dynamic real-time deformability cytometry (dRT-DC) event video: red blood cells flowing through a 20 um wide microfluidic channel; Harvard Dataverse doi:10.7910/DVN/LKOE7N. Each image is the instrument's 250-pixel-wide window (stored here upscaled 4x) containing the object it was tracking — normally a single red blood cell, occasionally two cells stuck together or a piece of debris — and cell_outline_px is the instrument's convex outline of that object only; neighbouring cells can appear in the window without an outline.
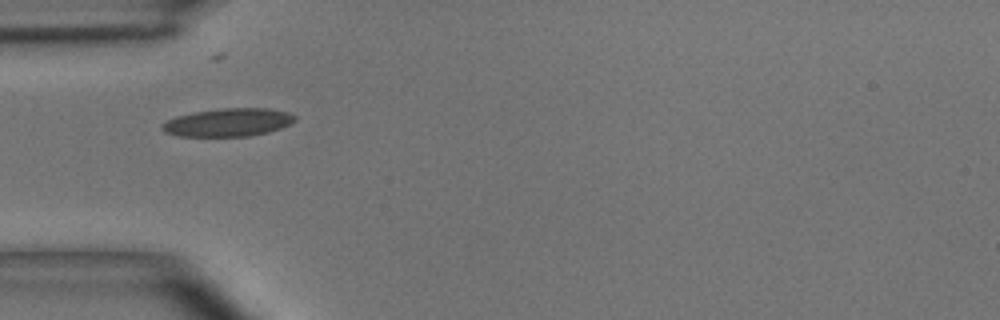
{"species": "common noctule bat (a hibernating species)", "species_latin": "Nyctalus noctula", "temperature_condition": "room temperature", "stored_images_in_passage": 30, "camera_frame_rate_fps": 3000, "um_per_image_px": 0.085, "animal": {"sex": "male", "body_mass_g": 15.6}, "frame": {"image": 1, "passage_image": 1, "time_ms": 0.0, "image_size_px": [1000, 320], "cell_outline_px": [[296, 120], [280, 128], [268, 132], [252, 136], [180, 136], [164, 132], [160, 128], [160, 124], [176, 116], [196, 112], [220, 108], [268, 108], [288, 112], [296, 116]], "centroid_in_image_um": [19.38, 10.4], "position_along_channel_um": 65.6, "area_um2": 21.73}}
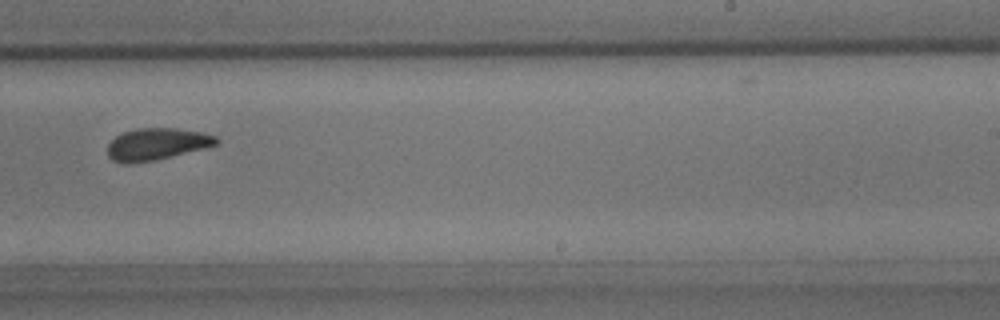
{"frame": {"image": 2, "passage_image": 17, "time_ms": 5.333, "image_size_px": [1000, 320], "cell_outline_px": [[220, 140], [216, 144], [204, 148], [152, 160], [112, 160], [108, 156], [108, 144], [116, 136], [124, 132], [136, 128], [176, 128], [204, 132], [216, 136]], "centroid_in_image_um": [13.39, 12.18], "position_along_channel_um": 275.6, "area_um2": 19.42}}
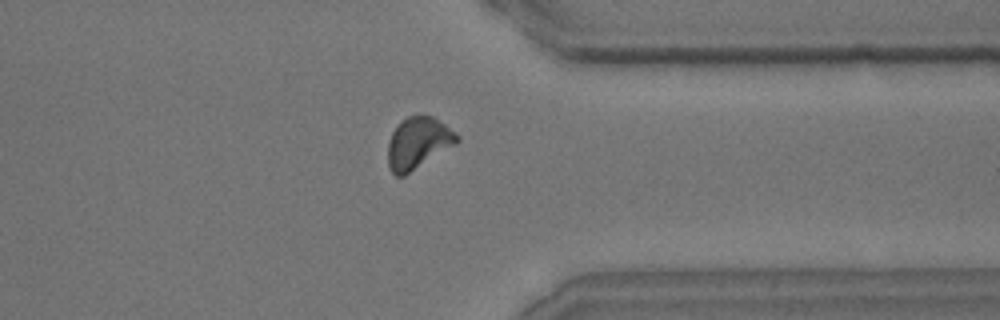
{"frame": {"image": 3, "passage_image": 25, "time_ms": 8.0, "image_size_px": [1000, 320], "cell_outline_px": [[460, 140], [456, 144], [404, 176], [396, 176], [392, 172], [388, 164], [388, 140], [392, 132], [408, 116], [432, 116], [456, 132], [460, 136]], "centroid_in_image_um": [35.55, 12.17], "position_along_channel_um": 375.9, "area_um2": 20.52}}